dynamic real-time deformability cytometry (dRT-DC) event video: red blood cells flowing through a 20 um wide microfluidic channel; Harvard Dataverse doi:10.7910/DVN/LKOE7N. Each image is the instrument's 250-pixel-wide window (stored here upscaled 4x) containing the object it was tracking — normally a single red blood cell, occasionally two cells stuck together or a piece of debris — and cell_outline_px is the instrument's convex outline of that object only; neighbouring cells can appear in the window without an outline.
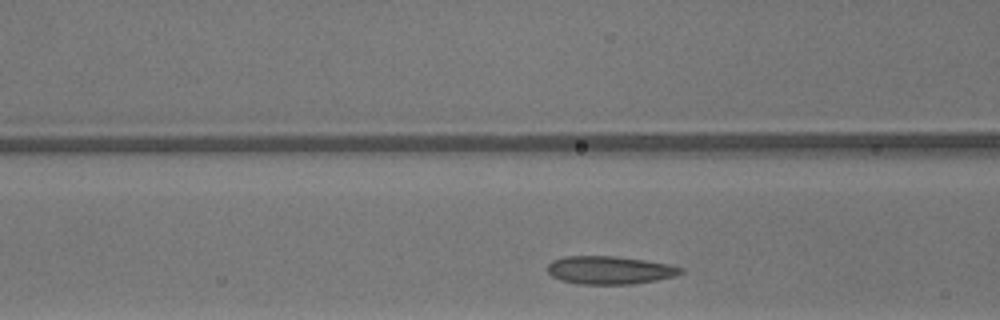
{"species": "common noctule bat (a hibernating species)", "species_latin": "Nyctalus noctula", "temperature_condition": "warm", "stored_images_in_passage": 22, "camera_frame_rate_fps": 3000, "um_per_image_px": 0.085, "animal": {"sex": "male", "body_mass_g": 13.3}, "frame": {"image": 1, "passage_image": 4, "time_ms": 1.0, "image_size_px": [1000, 320], "cell_outline_px": [[684, 272], [676, 276], [656, 280], [632, 284], [580, 284], [560, 280], [552, 276], [548, 272], [548, 264], [552, 260], [564, 256], [616, 256], [644, 260], [668, 264], [684, 268]], "centroid_in_image_um": [51.83, 22.96], "position_along_channel_um": 114.8, "area_um2": 21.85}}
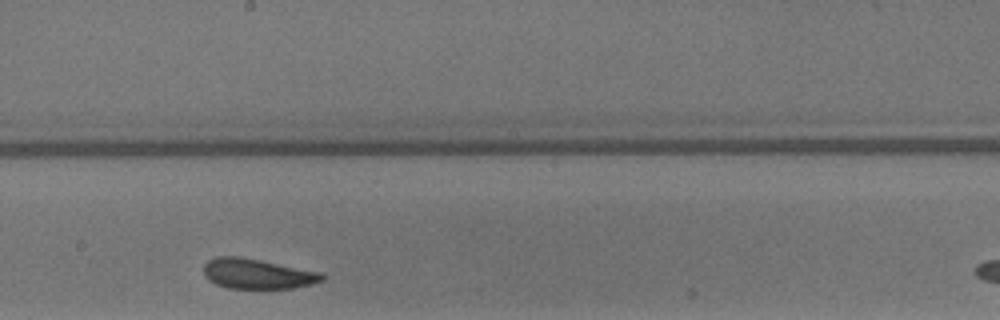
{"frame": {"image": 2, "passage_image": 12, "time_ms": 3.667, "image_size_px": [1000, 320], "cell_outline_px": [[324, 280], [312, 284], [292, 288], [228, 288], [216, 284], [208, 280], [204, 276], [204, 264], [208, 260], [216, 256], [240, 256], [324, 272]], "centroid_in_image_um": [21.89, 23.26], "position_along_channel_um": 226.3, "area_um2": 20.98}}
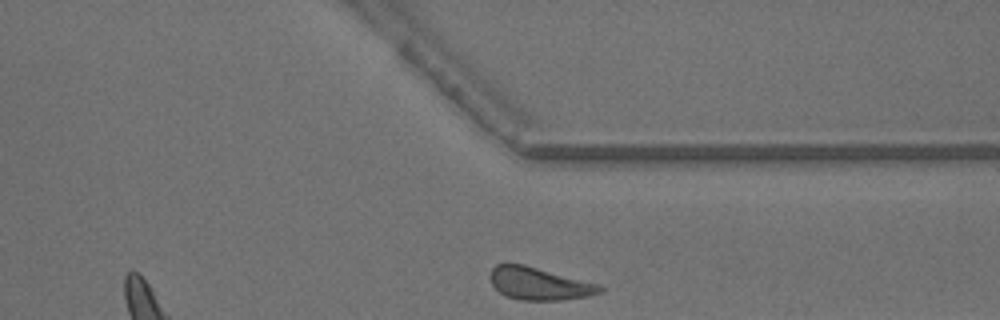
{"frame": {"image": 3, "passage_image": 22, "time_ms": 7.0, "image_size_px": [1000, 320], "cell_outline_px": [[604, 292], [588, 296], [560, 300], [520, 300], [508, 296], [500, 292], [492, 284], [488, 276], [492, 268], [496, 264], [524, 264], [600, 284], [604, 288]], "centroid_in_image_um": [45.85, 24.1], "position_along_channel_um": 365.5, "area_um2": 20.87}, "authors_computed_cell_mechanics": {"area_um2": 21.097, "velocity_mm_per_s": 4.1816, "shape_relaxation_time_tau1_ms": 3.5086, "shape_relaxation_time_tau2_ms": 3.6225, "deformation_change_tau1": 0.0916, "deformation_change_tau2": 0.0787}}